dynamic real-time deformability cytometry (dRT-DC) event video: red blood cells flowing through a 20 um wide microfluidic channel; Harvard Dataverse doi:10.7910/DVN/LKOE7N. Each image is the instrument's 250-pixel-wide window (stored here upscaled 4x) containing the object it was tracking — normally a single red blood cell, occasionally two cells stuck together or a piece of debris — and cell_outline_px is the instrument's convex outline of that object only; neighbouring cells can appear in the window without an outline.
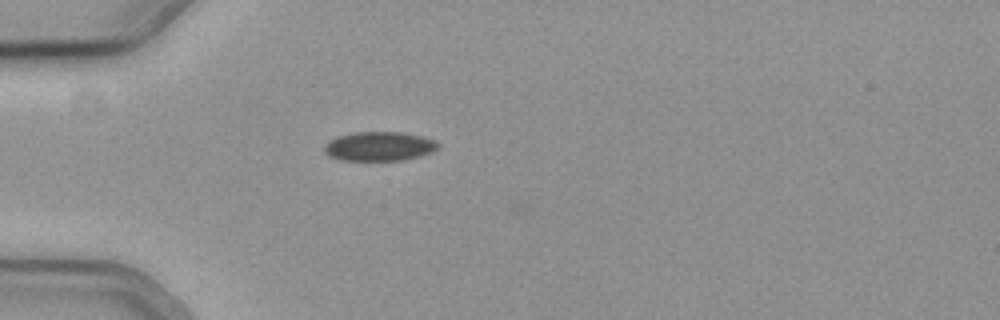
{"species": "common noctule bat (a hibernating species)", "species_latin": "Nyctalus noctula", "temperature_condition": "cold", "stored_images_in_passage": 40, "camera_frame_rate_fps": 3000, "um_per_image_px": 0.085, "animal": {"sex": "female", "body_mass_g": 19.3, "forearm_length_mm": 54.1}, "frame": {"image": 1, "passage_image": 1, "time_ms": 0.0, "image_size_px": [1000, 320], "cell_outline_px": [[440, 144], [432, 152], [420, 156], [400, 160], [340, 160], [328, 156], [324, 152], [324, 148], [332, 140], [340, 136], [356, 132], [400, 132], [420, 136], [432, 140]], "centroid_in_image_um": [32.23, 12.44], "position_along_channel_um": 52.8, "area_um2": 18.96}}
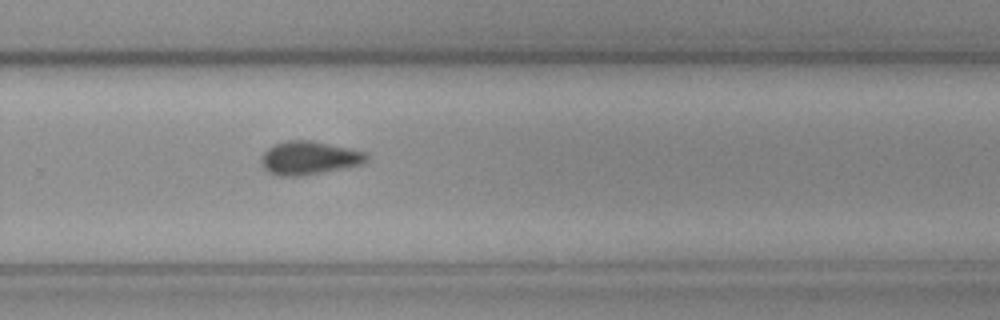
{"frame": {"image": 2, "passage_image": 22, "time_ms": 7.0, "image_size_px": [1000, 320], "cell_outline_px": [[368, 160], [360, 164], [304, 176], [280, 176], [268, 172], [260, 164], [260, 156], [268, 148], [276, 144], [288, 140], [308, 140], [348, 148], [364, 152], [368, 156]], "centroid_in_image_um": [26.21, 13.44], "position_along_channel_um": 303.6, "area_um2": 20.29}}
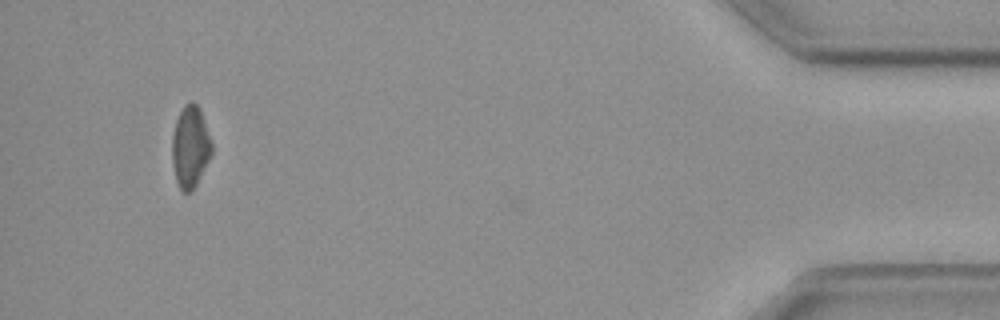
{"frame": {"image": 3, "passage_image": 37, "time_ms": 12.0, "image_size_px": [1000, 320], "cell_outline_px": [[212, 152], [192, 192], [184, 192], [180, 188], [176, 180], [172, 164], [172, 136], [176, 120], [184, 104], [192, 100], [200, 108], [212, 144]], "centroid_in_image_um": [16.16, 12.46], "position_along_channel_um": 419.0, "area_um2": 18.73}}